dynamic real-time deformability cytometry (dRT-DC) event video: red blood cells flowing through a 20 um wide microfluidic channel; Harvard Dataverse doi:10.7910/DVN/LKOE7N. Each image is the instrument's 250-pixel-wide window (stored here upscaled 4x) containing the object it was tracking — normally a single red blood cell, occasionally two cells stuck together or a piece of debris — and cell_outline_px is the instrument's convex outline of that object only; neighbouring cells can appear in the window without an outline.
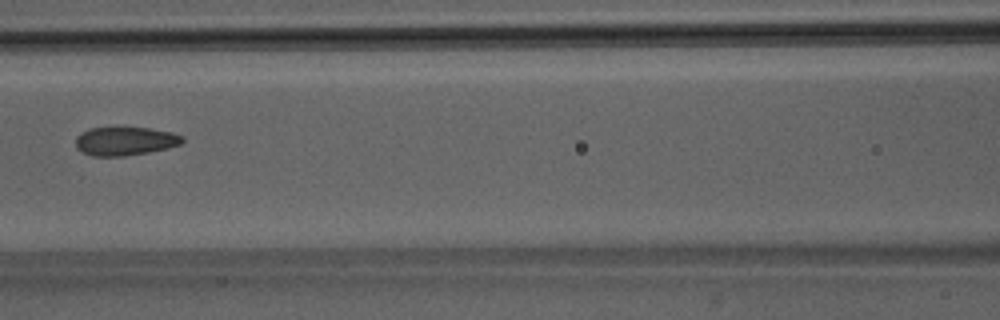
{"species": "Egyptian fruit bat (a non-hibernating species)", "species_latin": "Rousettus aegyptiacus", "temperature_condition": "room temperature", "stored_images_in_passage": 6, "camera_frame_rate_fps": 3000, "um_per_image_px": 0.085, "animal": {"sex": "male"}, "frame": {"image": 1, "passage_image": 5, "time_ms": 4.667, "image_size_px": [1000, 320], "cell_outline_px": [[184, 140], [180, 144], [168, 148], [148, 152], [124, 156], [92, 156], [76, 148], [76, 136], [88, 128], [148, 128], [172, 132], [184, 136]], "centroid_in_image_um": [10.64, 11.99], "position_along_channel_um": 156.0, "area_um2": 17.69}}